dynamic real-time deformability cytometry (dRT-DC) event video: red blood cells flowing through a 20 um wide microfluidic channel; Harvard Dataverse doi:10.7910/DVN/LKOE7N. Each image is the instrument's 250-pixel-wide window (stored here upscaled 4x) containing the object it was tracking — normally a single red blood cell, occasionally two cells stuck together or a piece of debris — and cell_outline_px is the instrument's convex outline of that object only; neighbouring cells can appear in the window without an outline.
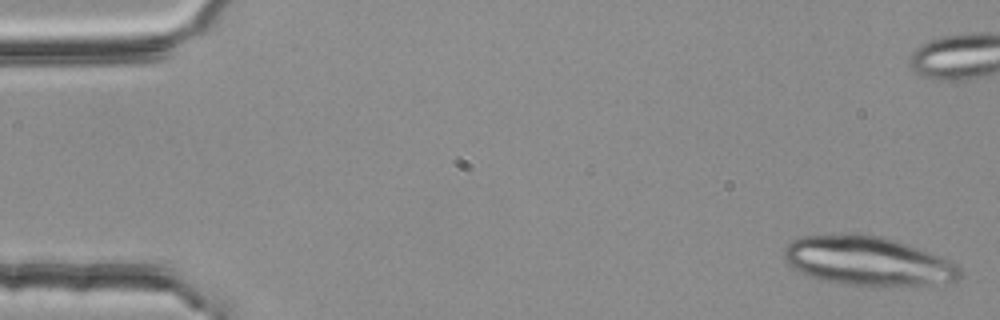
{"species": "common noctule bat (a hibernating species)", "species_latin": "Nyctalus noctula", "temperature_condition": "room temperature", "stored_images_in_passage": 4, "camera_frame_rate_fps": 3000, "um_per_image_px": 0.085, "animal": {"sex": "female", "body_mass_g": 25.1}, "frame": {"image": 1, "passage_image": 1, "time_ms": 0.0, "image_size_px": [1000, 320], "cell_outline_px": [[960, 280], [916, 288], [848, 284], [820, 280], [808, 276], [792, 268], [784, 260], [784, 248], [792, 240], [800, 236], [848, 232], [852, 232], [880, 236], [896, 240], [952, 260], [960, 268]], "centroid_in_image_um": [73.79, 22.19], "position_along_channel_um": 11.2, "area_um2": 51.67}}